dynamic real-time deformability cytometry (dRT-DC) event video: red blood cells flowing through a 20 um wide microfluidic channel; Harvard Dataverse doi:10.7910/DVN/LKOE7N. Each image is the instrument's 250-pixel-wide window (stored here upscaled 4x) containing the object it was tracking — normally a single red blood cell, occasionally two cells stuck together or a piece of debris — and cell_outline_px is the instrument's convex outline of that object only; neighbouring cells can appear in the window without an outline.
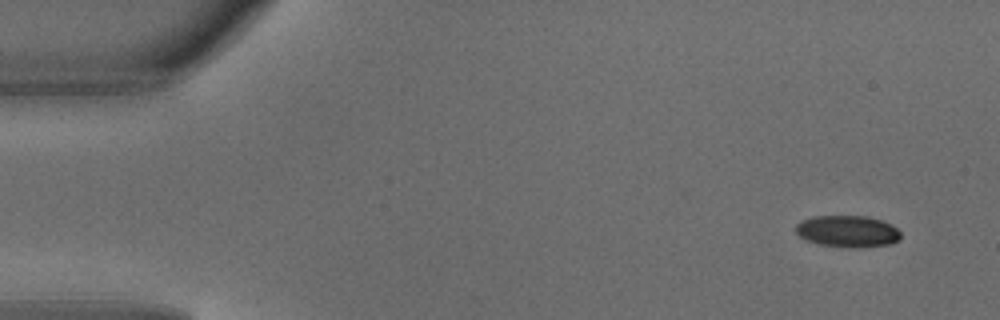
{"species": "common noctule bat (a hibernating species)", "species_latin": "Nyctalus noctula", "temperature_condition": "warm", "stored_images_in_passage": 3, "camera_frame_rate_fps": 3000, "um_per_image_px": 0.085, "animal": {"sex": "male", "body_mass_g": 18.8}, "frame": {"image": 1, "passage_image": 1, "time_ms": 0.0, "image_size_px": [1000, 320], "cell_outline_px": [[900, 240], [892, 244], [860, 248], [848, 248], [820, 244], [808, 240], [800, 236], [796, 232], [796, 224], [812, 216], [868, 216], [892, 224], [900, 232]], "centroid_in_image_um": [72.09, 19.67], "position_along_channel_um": 12.9, "area_um2": 19.48}}
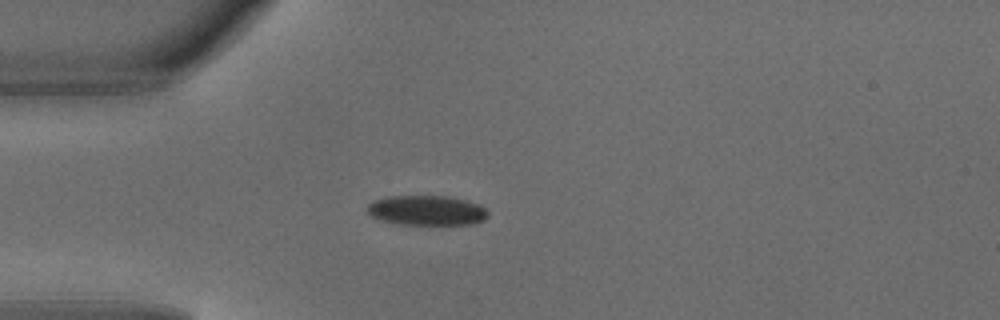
{"frame": {"image": 2, "passage_image": 3, "time_ms": 0.667, "image_size_px": [1000, 320], "cell_outline_px": [[488, 216], [484, 220], [472, 224], [400, 224], [380, 220], [372, 216], [364, 208], [368, 204], [376, 200], [388, 196], [448, 196], [480, 204], [488, 212]], "centroid_in_image_um": [36.26, 17.88], "position_along_channel_um": 48.7, "area_um2": 20.98}}